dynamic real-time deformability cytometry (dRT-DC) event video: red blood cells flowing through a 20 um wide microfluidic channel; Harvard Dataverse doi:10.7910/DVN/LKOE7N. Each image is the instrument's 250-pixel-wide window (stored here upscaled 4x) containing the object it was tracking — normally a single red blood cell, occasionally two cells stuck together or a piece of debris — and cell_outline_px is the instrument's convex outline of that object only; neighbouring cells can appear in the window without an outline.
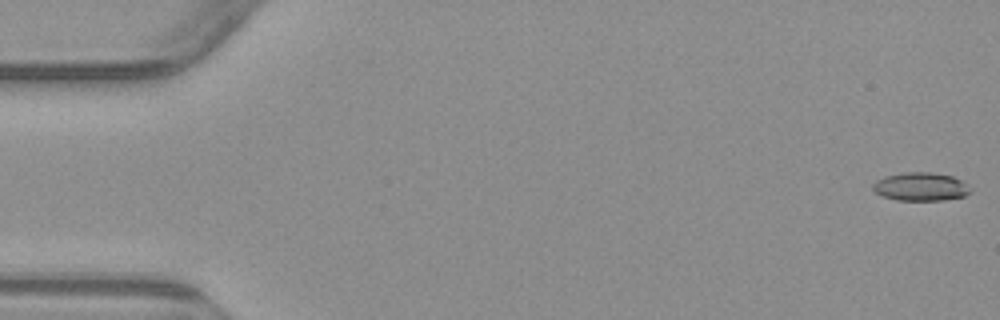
{"species": "common noctule bat (a hibernating species)", "species_latin": "Nyctalus noctula", "temperature_condition": "warm", "stored_images_in_passage": 4, "camera_frame_rate_fps": 3000, "um_per_image_px": 0.085, "animal": {"sex": "male", "body_mass_g": 23.1, "forearm_length_mm": 52.7}, "frame": {"image": 1, "passage_image": 1, "time_ms": 0.0, "image_size_px": [1000, 320], "cell_outline_px": [[972, 192], [964, 196], [944, 200], [896, 200], [880, 196], [872, 188], [872, 184], [876, 180], [884, 176], [904, 172], [932, 172], [952, 176], [968, 184]], "centroid_in_image_um": [78.25, 15.86], "position_along_channel_um": 6.8, "area_um2": 16.3}}